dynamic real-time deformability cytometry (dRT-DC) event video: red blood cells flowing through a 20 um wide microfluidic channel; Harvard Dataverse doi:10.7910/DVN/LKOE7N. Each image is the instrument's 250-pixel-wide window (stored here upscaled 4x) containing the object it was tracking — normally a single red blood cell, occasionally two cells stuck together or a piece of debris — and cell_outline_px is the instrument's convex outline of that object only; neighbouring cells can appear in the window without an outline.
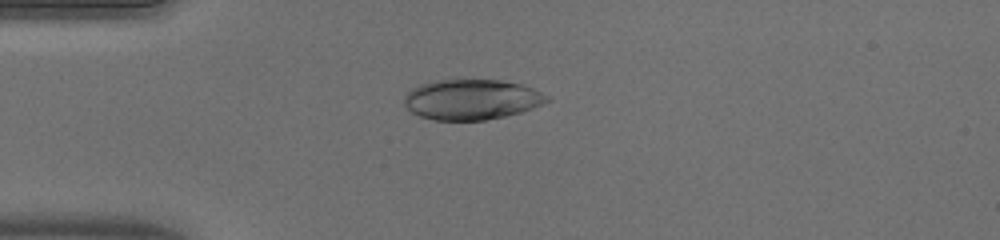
{"species": "human", "species_latin": "Homo sapiens", "temperature_condition": "warm", "stored_images_in_passage": 39, "camera_frame_rate_fps": 3000, "um_per_image_px": 0.085, "donor": {"sex": "male"}, "frame": {"image": 1, "passage_image": 2, "time_ms": 0.333, "image_size_px": [1000, 240], "cell_outline_px": [[552, 100], [544, 104], [520, 112], [504, 116], [484, 120], [432, 120], [420, 116], [412, 112], [404, 104], [404, 96], [412, 88], [420, 84], [432, 80], [500, 80], [520, 84], [532, 88], [548, 96]], "centroid_in_image_um": [40.08, 8.45], "position_along_channel_um": 44.9, "area_um2": 33.52}}
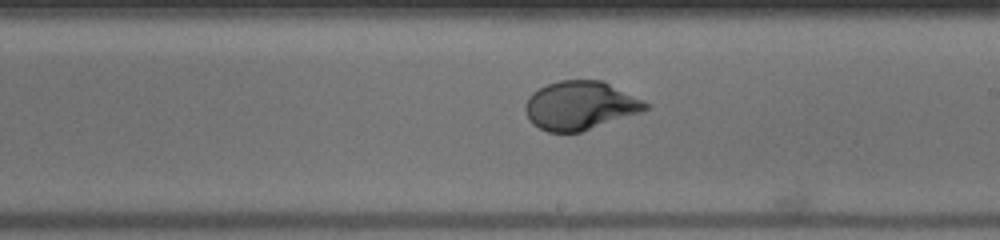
{"frame": {"image": 2, "passage_image": 18, "time_ms": 5.667, "image_size_px": [1000, 240], "cell_outline_px": [[652, 108], [580, 132], [548, 132], [532, 124], [524, 108], [524, 104], [528, 96], [532, 92], [548, 84], [560, 80], [604, 80], [652, 104]], "centroid_in_image_um": [49.34, 8.95], "position_along_channel_um": 239.7, "area_um2": 34.22}}
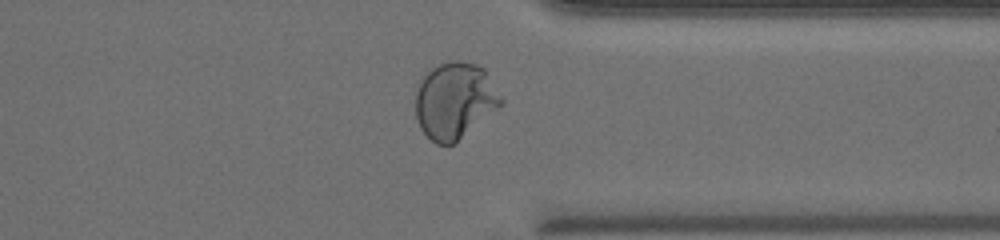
{"frame": {"image": 3, "passage_image": 28, "time_ms": 9.0, "image_size_px": [1000, 240], "cell_outline_px": [[504, 104], [452, 144], [436, 144], [420, 128], [416, 116], [416, 84], [432, 68], [440, 64], [452, 60], [460, 60], [476, 64], [484, 68], [504, 100]], "centroid_in_image_um": [38.66, 8.52], "position_along_channel_um": 372.7, "area_um2": 37.92}, "authors_computed_cell_mechanics": {"area_um2": 34.3332, "velocity_mm_per_s": 4.0478, "shape_relaxation_time_tau1_ms": 4.3481, "shape_relaxation_time_tau2_ms": null, "deformation_change_tau1": 0.218, "deformation_change_tau2": null}}